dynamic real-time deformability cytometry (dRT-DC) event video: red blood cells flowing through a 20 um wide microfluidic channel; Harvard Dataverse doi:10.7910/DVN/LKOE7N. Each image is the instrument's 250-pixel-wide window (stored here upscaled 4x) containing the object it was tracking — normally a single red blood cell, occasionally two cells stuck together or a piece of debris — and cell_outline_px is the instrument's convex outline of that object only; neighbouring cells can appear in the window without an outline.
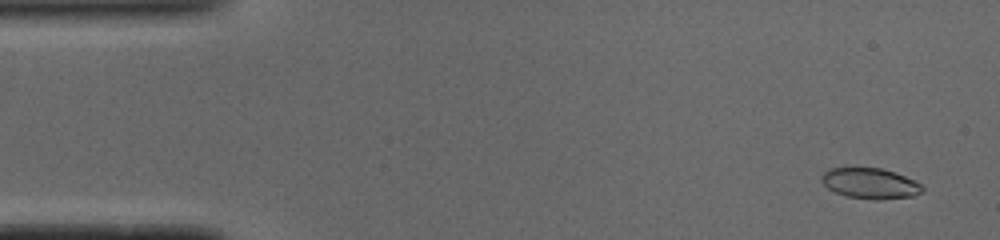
{"species": "common noctule bat (a hibernating species)", "species_latin": "Nyctalus noctula", "temperature_condition": "cold", "stored_images_in_passage": 51, "camera_frame_rate_fps": 3000, "um_per_image_px": 0.085, "animal": {"sex": "male", "body_mass_g": 19.0, "forearm_length_mm": 50.8}, "frame": {"image": 1, "passage_image": 3, "time_ms": 0.667, "image_size_px": [1000, 240], "cell_outline_px": [[924, 192], [912, 196], [876, 200], [844, 196], [828, 188], [820, 180], [820, 176], [824, 172], [832, 168], [880, 168], [904, 176], [920, 184], [924, 188]], "centroid_in_image_um": [73.94, 15.6], "position_along_channel_um": 11.1, "area_um2": 17.8}}
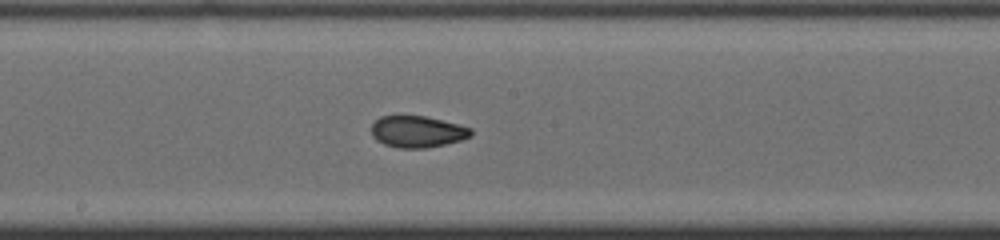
{"frame": {"image": 2, "passage_image": 27, "time_ms": 8.667, "image_size_px": [1000, 240], "cell_outline_px": [[472, 136], [460, 140], [444, 144], [424, 148], [400, 148], [384, 144], [376, 140], [372, 136], [372, 124], [380, 116], [424, 116], [472, 128]], "centroid_in_image_um": [35.46, 11.19], "position_along_channel_um": 212.7, "area_um2": 18.09}}
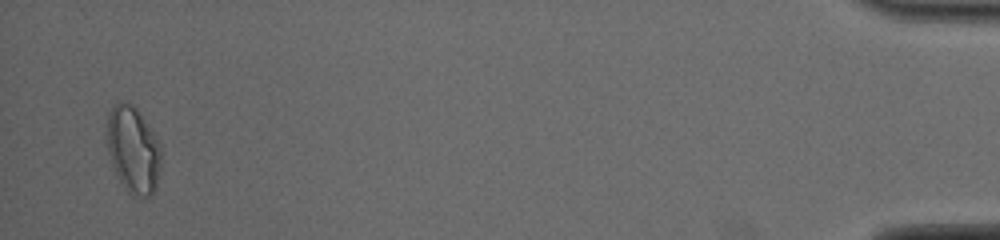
{"frame": {"image": 3, "passage_image": 50, "time_ms": 16.333, "image_size_px": [1000, 240], "cell_outline_px": [[160, 168], [156, 184], [152, 196], [132, 196], [124, 188], [112, 164], [108, 152], [104, 136], [108, 112], [112, 104], [120, 100], [132, 104], [136, 108], [148, 124], [160, 144]], "centroid_in_image_um": [11.27, 12.68], "position_along_channel_um": 423.9, "area_um2": 27.8}, "authors_computed_cell_mechanics": {"area_um2": 18.5538, "velocity_mm_per_s": 3.9093, "shape_relaxation_time_tau1_ms": 9.6125, "shape_relaxation_time_tau2_ms": 1.4824, "deformation_change_tau1": 0.2391, "deformation_change_tau2": 0.0499}}